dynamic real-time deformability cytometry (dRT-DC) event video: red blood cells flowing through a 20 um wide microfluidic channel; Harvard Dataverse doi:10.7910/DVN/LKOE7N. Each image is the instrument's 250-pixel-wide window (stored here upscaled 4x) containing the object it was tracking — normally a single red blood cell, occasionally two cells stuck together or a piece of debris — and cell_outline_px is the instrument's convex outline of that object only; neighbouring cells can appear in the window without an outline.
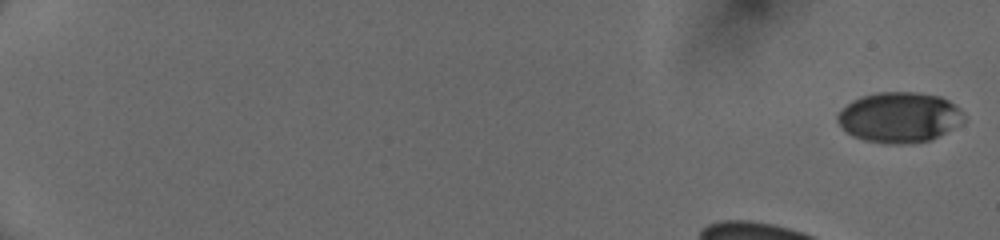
{"species": "human", "species_latin": "Homo sapiens", "temperature_condition": "cold", "stored_images_in_passage": 45, "camera_frame_rate_fps": 3000, "um_per_image_px": 0.085, "donor": {"sex": "female"}, "frame": {"image": 1, "passage_image": 1, "time_ms": 0.0, "image_size_px": [1000, 240], "cell_outline_px": [[964, 120], [960, 124], [928, 140], [904, 144], [888, 144], [864, 140], [852, 136], [836, 120], [836, 116], [852, 100], [876, 92], [916, 92], [940, 96], [956, 104], [964, 112]], "centroid_in_image_um": [76.46, 9.96], "position_along_channel_um": 8.5, "area_um2": 36.88}}
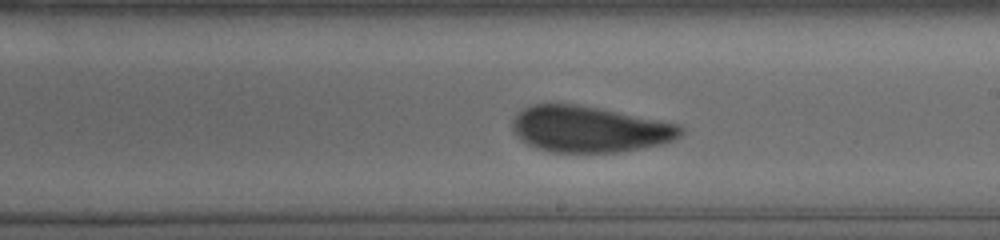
{"frame": {"image": 2, "passage_image": 30, "time_ms": 9.667, "image_size_px": [1000, 240], "cell_outline_px": [[684, 132], [680, 136], [672, 140], [660, 144], [644, 148], [620, 152], [552, 152], [536, 148], [520, 140], [516, 136], [512, 128], [512, 120], [524, 108], [532, 104], [576, 104], [600, 108], [676, 124], [684, 128]], "centroid_in_image_um": [50.08, 10.99], "position_along_channel_um": 238.9, "area_um2": 45.08}}
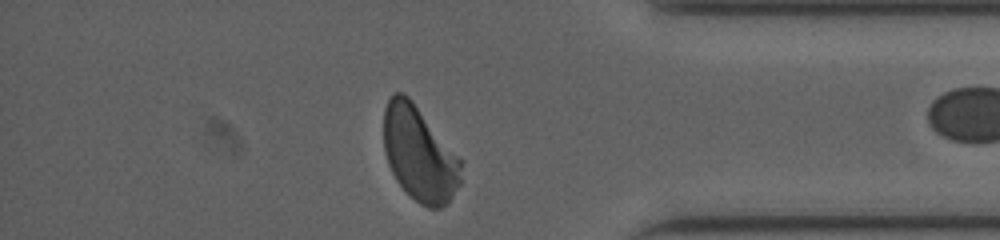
{"frame": {"image": 3, "passage_image": 43, "time_ms": 14.0, "image_size_px": [1000, 240], "cell_outline_px": [[460, 184], [448, 204], [440, 208], [428, 208], [420, 204], [396, 180], [388, 164], [384, 152], [384, 108], [388, 100], [396, 92], [404, 92], [412, 100], [460, 160]], "centroid_in_image_um": [35.61, 13.09], "position_along_channel_um": 399.6, "area_um2": 41.96}}